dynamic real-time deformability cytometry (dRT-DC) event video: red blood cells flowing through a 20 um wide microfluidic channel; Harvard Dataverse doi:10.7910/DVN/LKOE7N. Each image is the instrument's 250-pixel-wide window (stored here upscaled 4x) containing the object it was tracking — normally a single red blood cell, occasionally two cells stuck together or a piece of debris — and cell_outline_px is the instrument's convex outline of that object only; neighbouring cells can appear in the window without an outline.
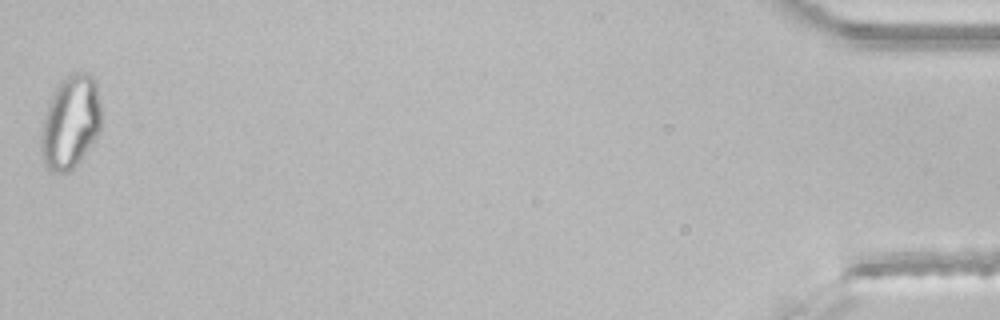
{"species": "common noctule bat (a hibernating species)", "species_latin": "Nyctalus noctula", "temperature_condition": "room temperature", "stored_images_in_passage": 39, "segment_of_instrument_passage": [2, 2], "camera_frame_rate_fps": 3000, "um_per_image_px": 0.085, "animal": {"sex": "male", "body_mass_g": 21.5, "forearm_length_mm": 52.0}, "frame": {"image": 1, "passage_image": 39, "time_ms": 12.667, "image_size_px": [1000, 320], "cell_outline_px": [[100, 132], [80, 160], [68, 172], [52, 172], [48, 168], [44, 160], [40, 148], [40, 140], [44, 120], [48, 104], [52, 96], [60, 84], [72, 72], [88, 72], [96, 80], [100, 100]], "centroid_in_image_um": [6.02, 10.38], "position_along_channel_um": 429.2, "area_um2": 32.31}}